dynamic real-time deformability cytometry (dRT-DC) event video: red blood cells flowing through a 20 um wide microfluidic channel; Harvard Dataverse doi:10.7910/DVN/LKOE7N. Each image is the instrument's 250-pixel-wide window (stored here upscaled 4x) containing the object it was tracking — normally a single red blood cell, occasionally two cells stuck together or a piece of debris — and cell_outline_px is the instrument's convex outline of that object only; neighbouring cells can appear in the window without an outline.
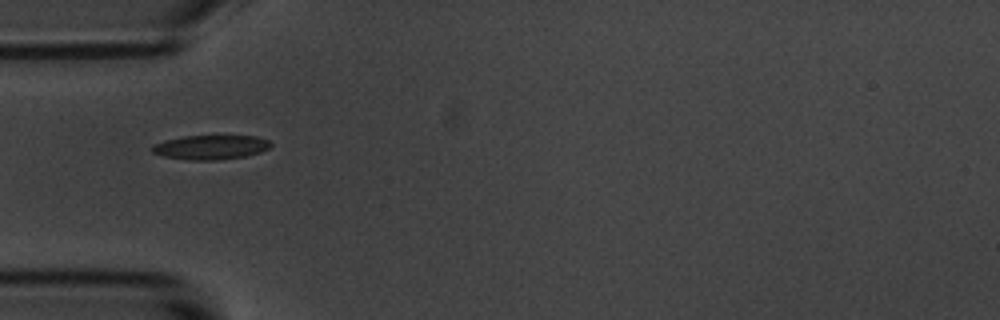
{"species": "common noctule bat (a hibernating species)", "species_latin": "Nyctalus noctula", "temperature_condition": "room temperature", "stored_images_in_passage": 7, "camera_frame_rate_fps": 3000, "um_per_image_px": 0.085, "animal": {"sex": "male", "body_mass_g": 20.1, "forearm_length_mm": 53.5}, "frame": {"image": 1, "passage_image": 1, "time_ms": 0.0, "image_size_px": [1000, 320], "cell_outline_px": [[272, 144], [268, 148], [260, 152], [244, 156], [216, 160], [192, 160], [164, 156], [152, 152], [148, 148], [164, 140], [184, 136], [256, 136], [268, 140]], "centroid_in_image_um": [17.89, 12.51], "position_along_channel_um": 67.1, "area_um2": 16.65}}
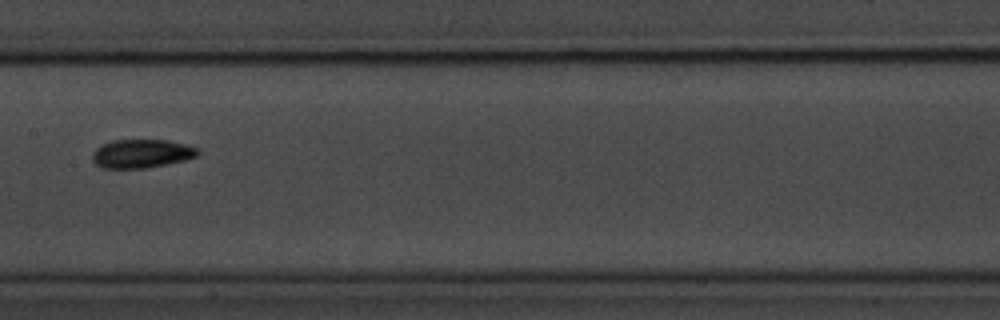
{"frame": {"image": 2, "passage_image": 4, "time_ms": 3.667, "image_size_px": [1000, 320], "cell_outline_px": [[200, 152], [196, 156], [184, 160], [168, 164], [144, 168], [100, 168], [92, 160], [92, 152], [96, 148], [112, 140], [168, 140], [184, 144], [196, 148]], "centroid_in_image_um": [12.0, 13.06], "position_along_channel_um": 195.4, "area_um2": 17.51}}
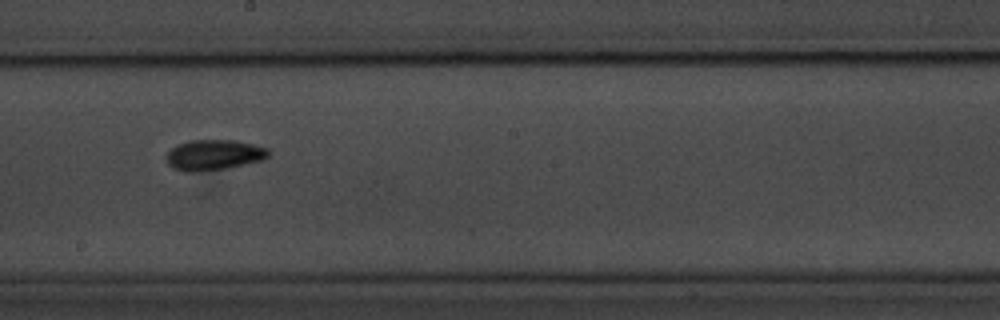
{"frame": {"image": 3, "passage_image": 5, "time_ms": 4.667, "image_size_px": [1000, 320], "cell_outline_px": [[268, 156], [264, 160], [224, 168], [196, 172], [184, 172], [172, 168], [168, 164], [168, 152], [172, 148], [180, 144], [192, 140], [236, 140], [268, 148]], "centroid_in_image_um": [18.19, 13.17], "position_along_channel_um": 230.0, "area_um2": 17.92}}